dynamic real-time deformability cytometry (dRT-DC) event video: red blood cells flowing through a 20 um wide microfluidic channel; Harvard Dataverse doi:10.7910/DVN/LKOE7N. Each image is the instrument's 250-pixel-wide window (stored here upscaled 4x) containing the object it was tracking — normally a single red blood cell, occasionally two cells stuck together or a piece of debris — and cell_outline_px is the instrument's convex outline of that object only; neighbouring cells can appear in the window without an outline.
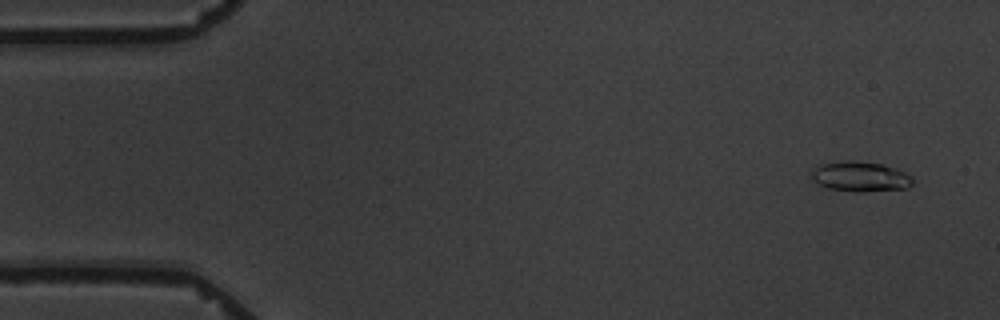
{"species": "common noctule bat (a hibernating species)", "species_latin": "Nyctalus noctula", "temperature_condition": "warm", "stored_images_in_passage": 5, "camera_frame_rate_fps": 3000, "um_per_image_px": 0.085, "animal": {"sex": "male", "body_mass_g": 19.5, "forearm_length_mm": 54.6}, "frame": {"image": 1, "passage_image": 1, "time_ms": 0.0, "image_size_px": [1000, 320], "cell_outline_px": [[912, 184], [908, 188], [864, 192], [852, 192], [828, 188], [816, 184], [812, 176], [812, 168], [820, 164], [844, 160], [852, 160], [880, 164], [896, 168], [912, 176]], "centroid_in_image_um": [73.1, 15.01], "position_along_channel_um": 11.9, "area_um2": 17.92}}